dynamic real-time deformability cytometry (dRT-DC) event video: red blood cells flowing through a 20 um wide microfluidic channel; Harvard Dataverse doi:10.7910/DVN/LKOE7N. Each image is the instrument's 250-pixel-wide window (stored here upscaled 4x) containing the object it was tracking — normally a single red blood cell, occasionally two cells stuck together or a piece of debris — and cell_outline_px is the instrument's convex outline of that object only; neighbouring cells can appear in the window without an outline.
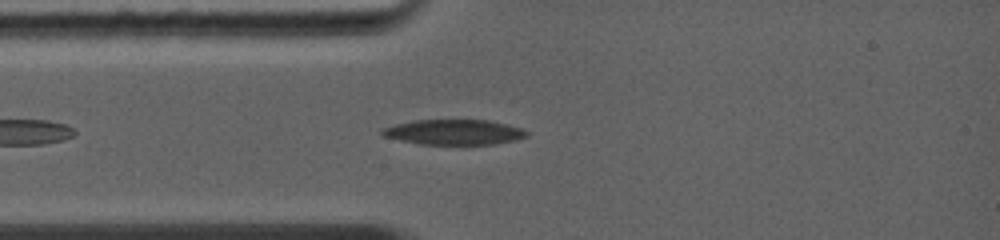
{"species": "common noctule bat (a hibernating species)", "species_latin": "Nyctalus noctula", "temperature_condition": "warm", "stored_images_in_passage": 6, "camera_frame_rate_fps": 5000, "um_per_image_px": 0.085, "animal": {"sex": "female", "body_mass_g": 19.0, "forearm_length_mm": 56.7}, "frame": {"image": 1, "passage_image": 2, "time_ms": 0.2, "image_size_px": [1000, 240], "cell_outline_px": [[528, 136], [516, 140], [492, 144], [420, 144], [400, 140], [384, 136], [380, 132], [380, 128], [412, 120], [488, 120], [508, 124], [520, 128], [528, 132]], "centroid_in_image_um": [38.58, 11.22], "position_along_channel_um": 46.4, "area_um2": 21.21}}